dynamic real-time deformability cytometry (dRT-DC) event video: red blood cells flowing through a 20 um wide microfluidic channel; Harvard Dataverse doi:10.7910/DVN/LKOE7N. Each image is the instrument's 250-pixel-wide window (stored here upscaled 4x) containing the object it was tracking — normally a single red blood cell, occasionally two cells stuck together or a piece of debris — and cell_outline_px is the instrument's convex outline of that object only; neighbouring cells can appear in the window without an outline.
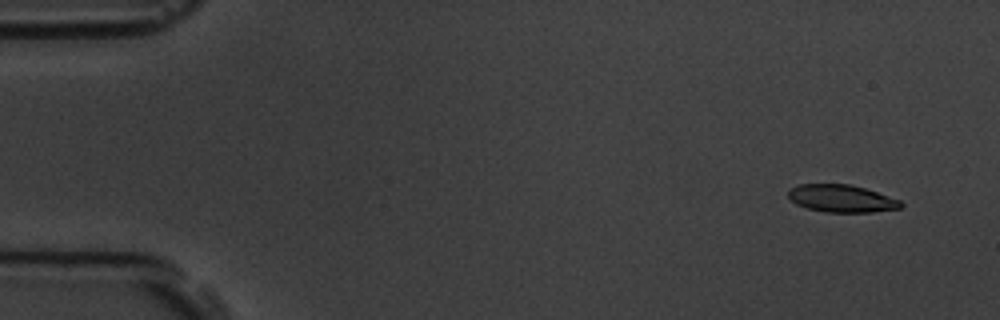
{"species": "common noctule bat (a hibernating species)", "species_latin": "Nyctalus noctula", "temperature_condition": "room temperature", "stored_images_in_passage": 5, "camera_frame_rate_fps": 3000, "um_per_image_px": 0.085, "animal": {"sex": "male", "body_mass_g": 19.5, "forearm_length_mm": 54.6}, "frame": {"image": 1, "passage_image": 1, "time_ms": 0.0, "image_size_px": [1000, 320], "cell_outline_px": [[904, 204], [900, 208], [872, 212], [824, 212], [808, 208], [796, 204], [788, 196], [788, 188], [800, 184], [852, 184], [900, 200]], "centroid_in_image_um": [71.51, 16.87], "position_along_channel_um": 13.5, "area_um2": 17.98}}
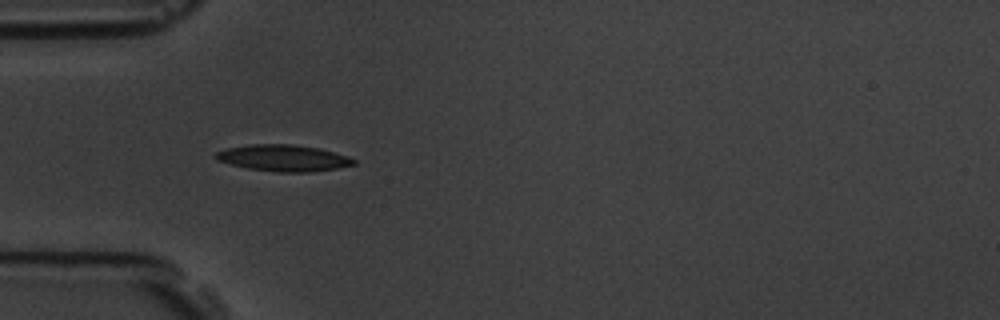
{"frame": {"image": 2, "passage_image": 4, "time_ms": 4.333, "image_size_px": [1000, 320], "cell_outline_px": [[356, 164], [336, 168], [312, 172], [280, 172], [248, 168], [216, 160], [212, 156], [216, 152], [228, 148], [248, 144], [292, 144], [320, 148], [348, 156], [356, 160]], "centroid_in_image_um": [24.09, 13.42], "position_along_channel_um": 60.9, "area_um2": 21.27}}
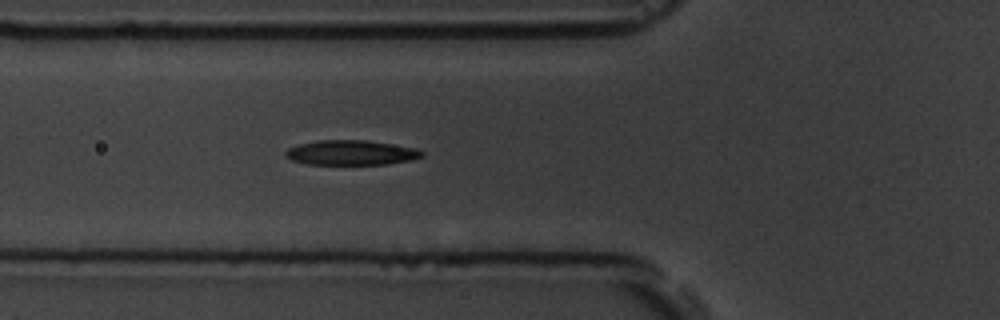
{"frame": {"image": 3, "passage_image": 5, "time_ms": 5.333, "image_size_px": [1000, 320], "cell_outline_px": [[424, 156], [412, 160], [388, 164], [308, 164], [292, 160], [284, 156], [284, 152], [288, 148], [300, 144], [320, 140], [364, 140], [416, 148], [424, 152]], "centroid_in_image_um": [29.85, 12.98], "position_along_channel_um": 95.9, "area_um2": 19.65}}